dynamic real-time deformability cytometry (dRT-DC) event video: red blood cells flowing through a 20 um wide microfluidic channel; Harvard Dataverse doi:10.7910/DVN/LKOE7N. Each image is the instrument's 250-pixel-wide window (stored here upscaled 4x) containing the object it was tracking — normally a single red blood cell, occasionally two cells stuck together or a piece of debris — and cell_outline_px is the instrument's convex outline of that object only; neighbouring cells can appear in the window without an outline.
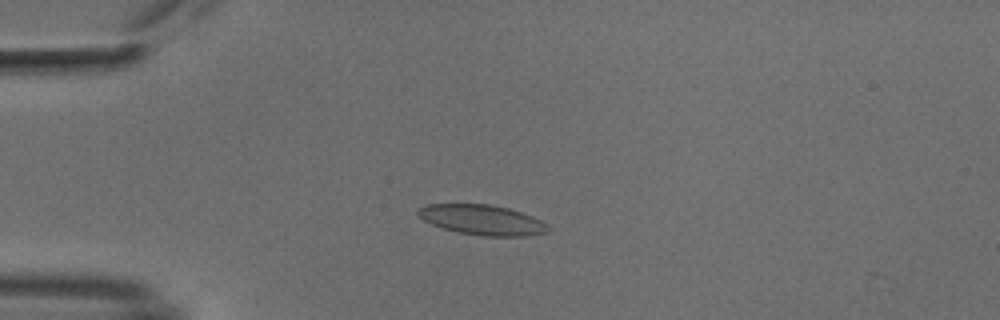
{"species": "common noctule bat (a hibernating species)", "species_latin": "Nyctalus noctula", "temperature_condition": "cold", "stored_images_in_passage": 4, "camera_frame_rate_fps": 3000, "um_per_image_px": 0.085, "animal": {"sex": "male", "body_mass_g": 18.8}, "frame": {"image": 1, "passage_image": 1, "time_ms": 0.0, "image_size_px": [1000, 320], "cell_outline_px": [[548, 228], [544, 232], [524, 236], [484, 236], [460, 232], [440, 228], [424, 220], [416, 212], [420, 208], [428, 204], [492, 204], [508, 208], [532, 216], [548, 224]], "centroid_in_image_um": [40.96, 18.68], "position_along_channel_um": 44.0, "area_um2": 22.54}}